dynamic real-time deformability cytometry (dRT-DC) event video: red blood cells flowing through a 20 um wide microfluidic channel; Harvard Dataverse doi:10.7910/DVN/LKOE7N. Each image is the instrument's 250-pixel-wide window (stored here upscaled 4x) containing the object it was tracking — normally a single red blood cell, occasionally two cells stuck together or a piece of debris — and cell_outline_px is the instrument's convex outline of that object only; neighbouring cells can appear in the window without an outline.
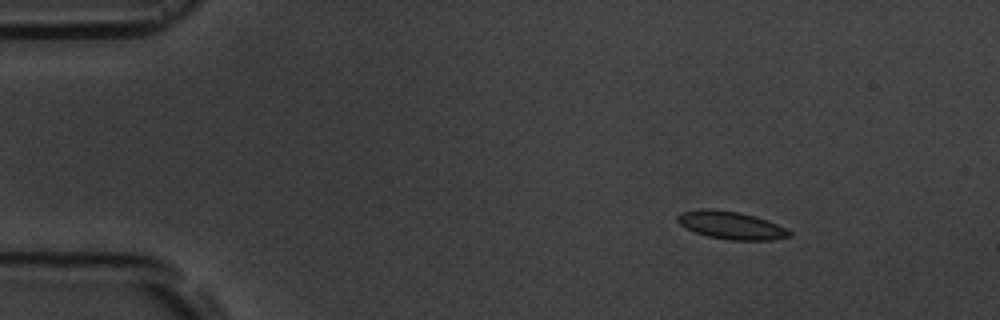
{"species": "common noctule bat (a hibernating species)", "species_latin": "Nyctalus noctula", "temperature_condition": "room temperature", "stored_images_in_passage": 4, "camera_frame_rate_fps": 3000, "um_per_image_px": 0.085, "animal": {"sex": "male", "body_mass_g": 19.5, "forearm_length_mm": 54.6}, "frame": {"image": 1, "passage_image": 1, "time_ms": 0.0, "image_size_px": [1000, 320], "cell_outline_px": [[792, 236], [772, 240], [728, 240], [708, 236], [684, 228], [676, 220], [676, 216], [680, 212], [696, 208], [712, 208], [740, 212], [756, 216], [776, 224], [792, 232]], "centroid_in_image_um": [62.09, 19.13], "position_along_channel_um": 22.9, "area_um2": 18.38}}
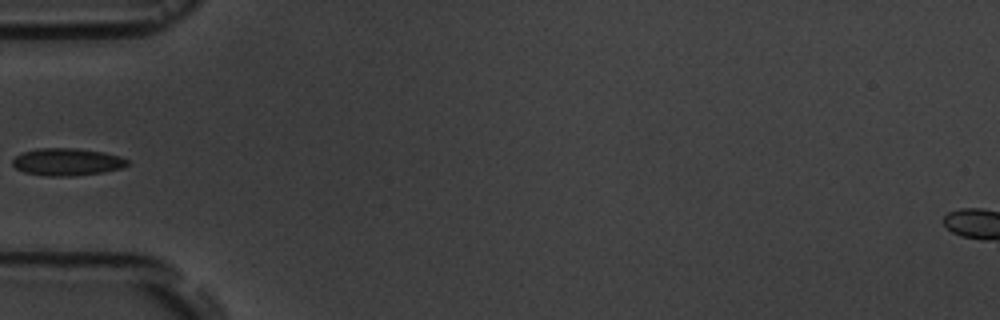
{"frame": {"image": 2, "passage_image": 4, "time_ms": 3.667, "image_size_px": [1000, 320], "cell_outline_px": [[128, 164], [120, 168], [104, 172], [72, 176], [48, 176], [24, 172], [16, 168], [12, 164], [12, 160], [20, 152], [36, 148], [76, 148], [104, 152], [120, 156], [128, 160]], "centroid_in_image_um": [5.67, 13.75], "position_along_channel_um": 79.3, "area_um2": 18.38}}